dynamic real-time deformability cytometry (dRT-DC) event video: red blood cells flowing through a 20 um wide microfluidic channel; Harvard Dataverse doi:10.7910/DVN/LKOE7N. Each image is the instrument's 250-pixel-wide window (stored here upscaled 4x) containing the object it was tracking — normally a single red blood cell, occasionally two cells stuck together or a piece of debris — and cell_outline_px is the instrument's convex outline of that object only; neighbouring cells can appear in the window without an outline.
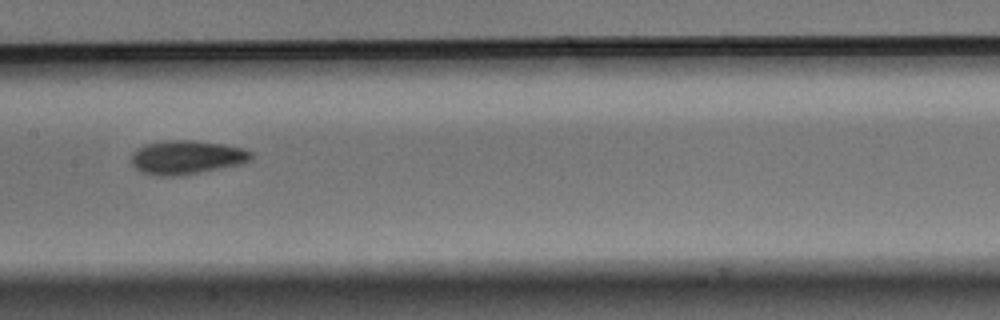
{"species": "Egyptian fruit bat (a non-hibernating species)", "species_latin": "Rousettus aegyptiacus", "temperature_condition": "warm", "stored_images_in_passage": 9, "camera_frame_rate_fps": 3000, "um_per_image_px": 0.085, "animal": {"sex": "male"}, "frame": {"image": 1, "passage_image": 7, "time_ms": 2.0, "image_size_px": [1000, 320], "cell_outline_px": [[252, 160], [244, 164], [200, 172], [176, 176], [160, 176], [140, 172], [132, 164], [132, 152], [136, 148], [144, 144], [164, 140], [196, 140], [224, 144], [240, 148], [252, 152]], "centroid_in_image_um": [15.86, 13.36], "position_along_channel_um": 191.5, "area_um2": 23.87}}
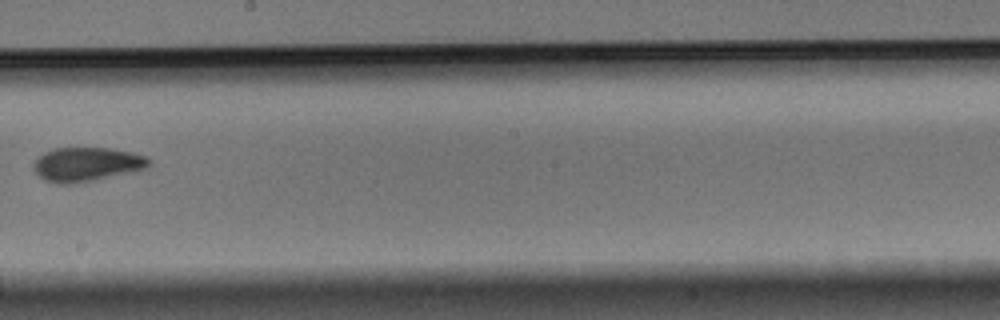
{"frame": {"image": 2, "passage_image": 8, "time_ms": 2.333, "image_size_px": [1000, 320], "cell_outline_px": [[152, 164], [148, 168], [92, 180], [72, 184], [56, 184], [44, 180], [32, 168], [32, 164], [44, 152], [56, 148], [108, 148], [132, 152], [148, 156], [152, 160]], "centroid_in_image_um": [7.39, 13.96], "position_along_channel_um": 240.8, "area_um2": 22.95}}
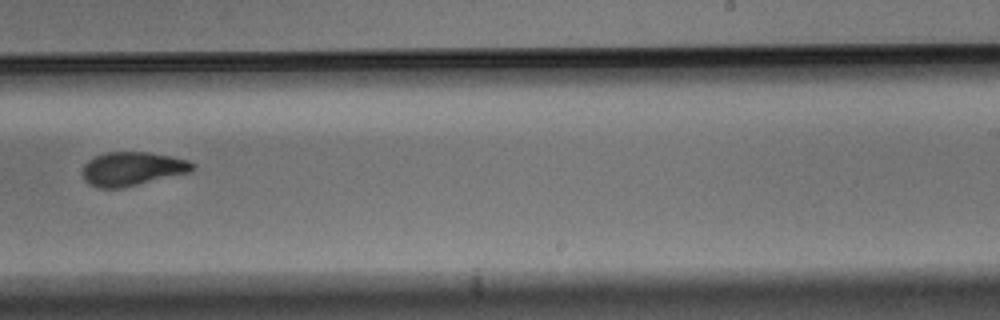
{"frame": {"image": 3, "passage_image": 9, "time_ms": 2.667, "image_size_px": [1000, 320], "cell_outline_px": [[196, 168], [192, 172], [120, 188], [96, 188], [88, 184], [84, 180], [80, 172], [84, 164], [88, 160], [104, 152], [148, 152], [188, 160], [196, 164]], "centroid_in_image_um": [11.22, 14.35], "position_along_channel_um": 277.8, "area_um2": 21.91}}